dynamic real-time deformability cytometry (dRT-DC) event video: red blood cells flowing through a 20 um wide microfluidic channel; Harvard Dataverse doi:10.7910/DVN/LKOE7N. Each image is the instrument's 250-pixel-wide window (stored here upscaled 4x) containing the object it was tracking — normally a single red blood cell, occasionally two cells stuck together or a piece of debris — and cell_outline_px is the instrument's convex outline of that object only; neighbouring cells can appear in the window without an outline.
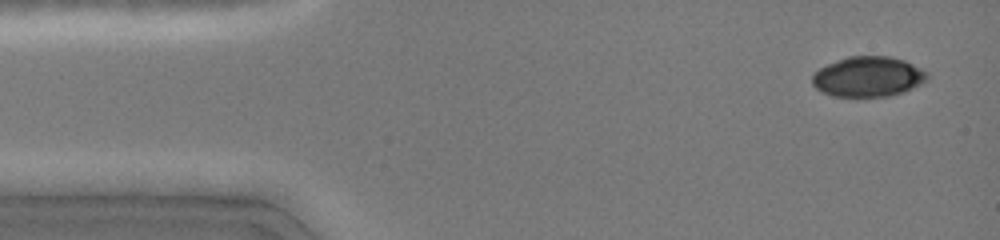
{"species": "common noctule bat (a hibernating species)", "species_latin": "Nyctalus noctula", "temperature_condition": "cold", "stored_images_in_passage": 60, "camera_frame_rate_fps": 3000, "um_per_image_px": 0.085, "animal": {"sex": "female", "body_mass_g": 19.0, "forearm_length_mm": 51.5}, "frame": {"image": 1, "passage_image": 2, "time_ms": 0.333, "image_size_px": [1000, 240], "cell_outline_px": [[928, 80], [904, 92], [888, 96], [832, 96], [816, 88], [812, 84], [812, 76], [820, 68], [828, 64], [848, 56], [892, 56], [904, 60], [928, 72]], "centroid_in_image_um": [73.81, 6.51], "position_along_channel_um": 11.2, "area_um2": 26.82}}
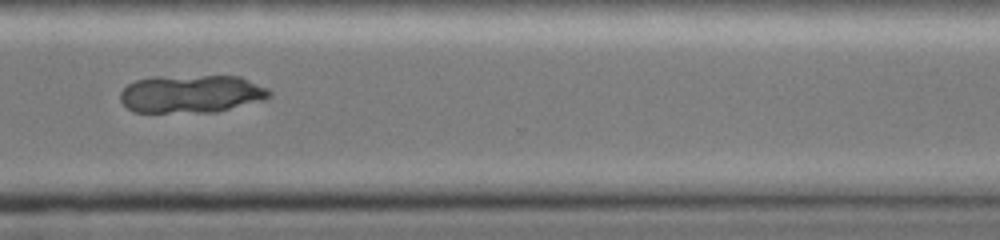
{"frame": {"image": 2, "passage_image": 49, "time_ms": 11.0, "image_size_px": [1000, 240], "cell_outline_px": [[272, 96], [264, 100], [216, 112], [136, 112], [128, 108], [120, 100], [120, 92], [128, 84], [136, 80], [156, 76], [240, 76], [268, 88], [272, 92]], "centroid_in_image_um": [16.29, 7.97], "position_along_channel_um": 354.3, "area_um2": 33.12}}
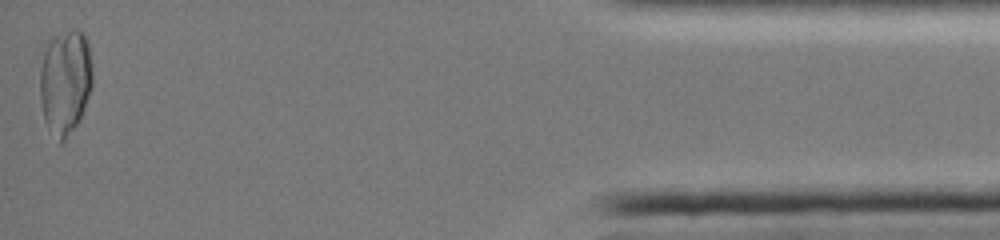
{"frame": {"image": 3, "passage_image": 60, "time_ms": 14.667, "image_size_px": [1000, 240], "cell_outline_px": [[92, 88], [80, 120], [64, 140], [60, 144], [48, 128], [44, 120], [40, 100], [40, 44], [48, 36], [68, 32], [84, 32], [88, 44], [92, 68]], "centroid_in_image_um": [5.49, 6.91], "position_along_channel_um": 429.7, "area_um2": 33.06}}